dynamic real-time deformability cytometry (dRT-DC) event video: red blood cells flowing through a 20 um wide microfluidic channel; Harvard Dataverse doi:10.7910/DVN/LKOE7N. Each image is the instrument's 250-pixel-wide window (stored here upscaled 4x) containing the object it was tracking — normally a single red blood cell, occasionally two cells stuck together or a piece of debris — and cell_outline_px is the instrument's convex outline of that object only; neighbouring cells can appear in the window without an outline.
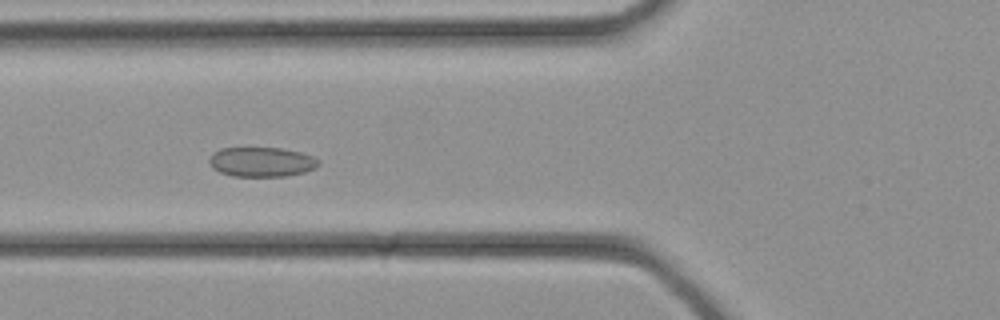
{"species": "common noctule bat (a hibernating species)", "species_latin": "Nyctalus noctula", "temperature_condition": "cold", "stored_images_in_passage": 30, "camera_frame_rate_fps": 3000, "um_per_image_px": 0.085, "animal": {"sex": "female", "body_mass_g": 21.9}, "frame": {"image": 1, "passage_image": 9, "time_ms": 2.667, "image_size_px": [1000, 320], "cell_outline_px": [[320, 164], [316, 168], [304, 172], [284, 176], [232, 176], [220, 172], [212, 168], [208, 164], [208, 160], [212, 152], [220, 148], [280, 148], [300, 152], [312, 156], [320, 160]], "centroid_in_image_um": [22.2, 13.76], "position_along_channel_um": 103.6, "area_um2": 19.02}}
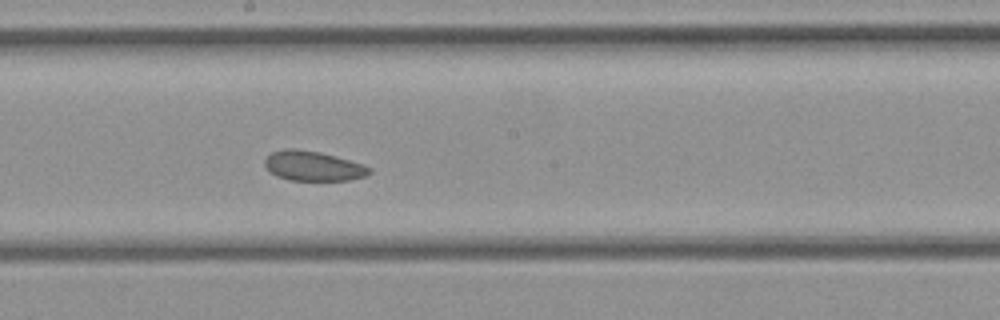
{"frame": {"image": 2, "passage_image": 15, "time_ms": 4.667, "image_size_px": [1000, 320], "cell_outline_px": [[372, 172], [368, 176], [348, 180], [288, 180], [276, 176], [264, 164], [264, 160], [272, 152], [284, 148], [296, 148], [320, 152], [336, 156], [364, 164], [372, 168]], "centroid_in_image_um": [26.66, 14.1], "position_along_channel_um": 221.5, "area_um2": 18.32}}
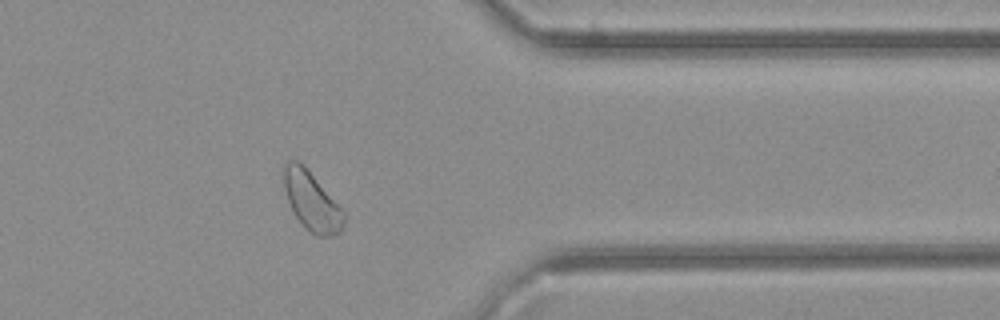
{"frame": {"image": 3, "passage_image": 24, "time_ms": 7.667, "image_size_px": [1000, 320], "cell_outline_px": [[344, 224], [340, 232], [332, 236], [316, 236], [296, 216], [288, 200], [284, 188], [284, 164], [288, 160], [296, 160], [304, 164], [344, 212]], "centroid_in_image_um": [26.49, 17.07], "position_along_channel_um": 384.9, "area_um2": 20.06}}